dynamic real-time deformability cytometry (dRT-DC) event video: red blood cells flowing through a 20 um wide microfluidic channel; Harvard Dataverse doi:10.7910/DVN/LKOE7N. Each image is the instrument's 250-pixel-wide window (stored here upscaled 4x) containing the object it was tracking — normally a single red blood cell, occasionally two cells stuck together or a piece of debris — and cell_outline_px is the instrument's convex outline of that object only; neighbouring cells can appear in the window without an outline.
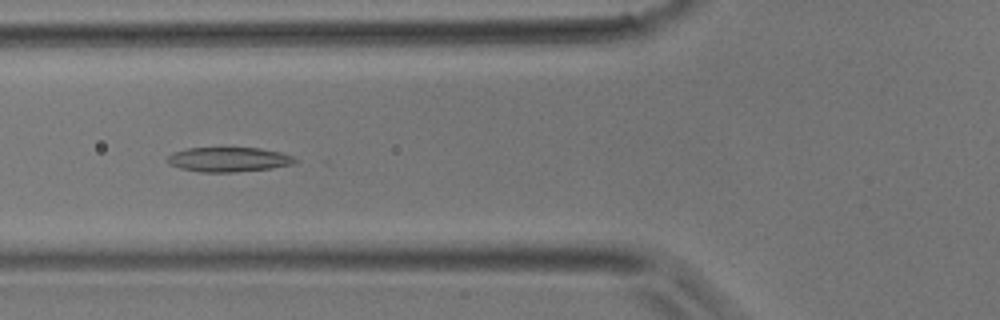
{"species": "common noctule bat (a hibernating species)", "species_latin": "Nyctalus noctula", "temperature_condition": "room temperature", "stored_images_in_passage": 28, "camera_frame_rate_fps": 3000, "um_per_image_px": 0.085, "animal": {"sex": "male", "body_mass_g": 17.9}, "frame": {"image": 1, "passage_image": 17, "time_ms": 5.333, "image_size_px": [1000, 320], "cell_outline_px": [[300, 160], [292, 164], [272, 168], [236, 172], [200, 172], [180, 168], [168, 164], [168, 156], [172, 152], [188, 148], [260, 148], [280, 152], [292, 156]], "centroid_in_image_um": [19.44, 13.56], "position_along_channel_um": 106.4, "area_um2": 18.32}}
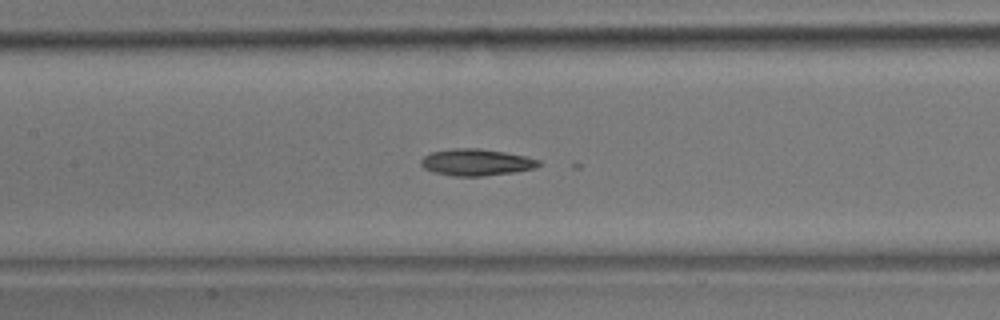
{"frame": {"image": 2, "passage_image": 21, "time_ms": 6.667, "image_size_px": [1000, 320], "cell_outline_px": [[540, 164], [536, 168], [516, 172], [480, 176], [452, 176], [436, 172], [424, 168], [420, 164], [420, 160], [424, 156], [432, 152], [452, 148], [480, 148], [504, 152], [524, 156], [540, 160]], "centroid_in_image_um": [40.48, 13.79], "position_along_channel_um": 166.9, "area_um2": 18.26}}
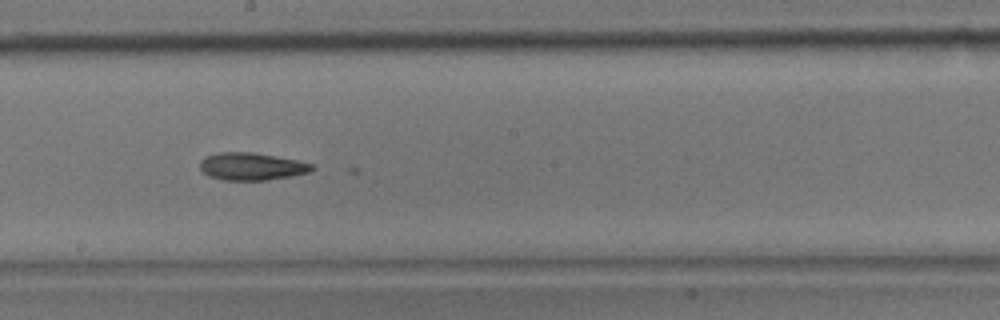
{"frame": {"image": 3, "passage_image": 25, "time_ms": 8.0, "image_size_px": [1000, 320], "cell_outline_px": [[316, 168], [308, 172], [292, 176], [264, 180], [224, 180], [208, 176], [200, 168], [200, 160], [204, 156], [216, 152], [252, 152], [296, 160], [316, 164]], "centroid_in_image_um": [21.38, 14.14], "position_along_channel_um": 226.8, "area_um2": 18.03}}